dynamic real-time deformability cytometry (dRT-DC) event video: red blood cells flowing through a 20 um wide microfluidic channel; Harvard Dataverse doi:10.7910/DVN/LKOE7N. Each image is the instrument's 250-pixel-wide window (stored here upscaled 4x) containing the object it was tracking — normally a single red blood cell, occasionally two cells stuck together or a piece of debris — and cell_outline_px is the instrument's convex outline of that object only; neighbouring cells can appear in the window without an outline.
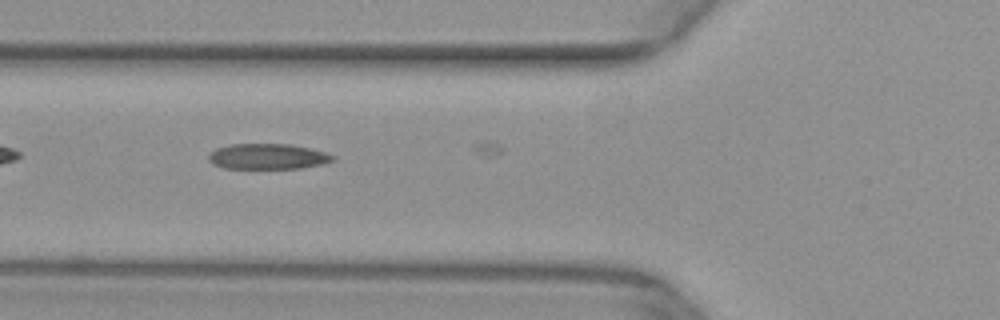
{"species": "common noctule bat (a hibernating species)", "species_latin": "Nyctalus noctula", "temperature_condition": "warm", "stored_images_in_passage": 6, "camera_frame_rate_fps": 3000, "um_per_image_px": 0.085, "animal": {"sex": "female", "body_mass_g": 29.2, "forearm_length_mm": 56.3}, "frame": {"image": 1, "passage_image": 4, "time_ms": 1.0, "image_size_px": [1000, 320], "cell_outline_px": [[336, 160], [320, 164], [300, 168], [224, 168], [212, 164], [208, 160], [208, 152], [216, 148], [232, 144], [292, 144], [324, 152], [336, 156]], "centroid_in_image_um": [22.72, 13.29], "position_along_channel_um": 103.1, "area_um2": 18.5}}